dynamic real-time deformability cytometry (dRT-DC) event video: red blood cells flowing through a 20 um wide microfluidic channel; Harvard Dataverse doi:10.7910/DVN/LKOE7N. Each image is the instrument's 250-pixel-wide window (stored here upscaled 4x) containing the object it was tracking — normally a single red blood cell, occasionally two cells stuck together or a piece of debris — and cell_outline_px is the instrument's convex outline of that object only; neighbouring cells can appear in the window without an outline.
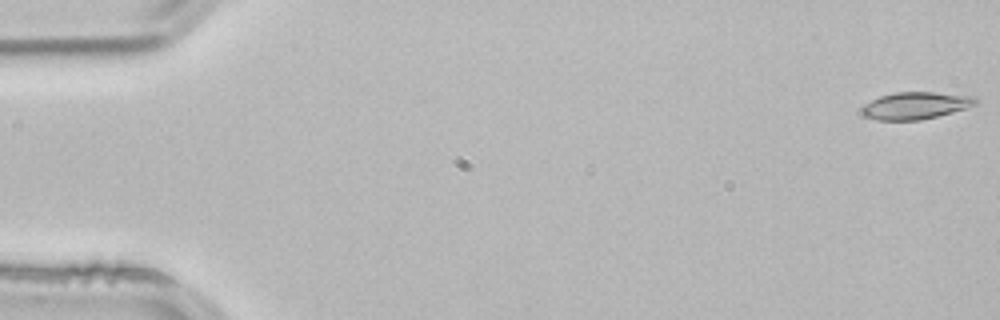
{"species": "common noctule bat (a hibernating species)", "species_latin": "Nyctalus noctula", "temperature_condition": "room temperature", "stored_images_in_passage": 53, "camera_frame_rate_fps": 3000, "um_per_image_px": 0.085, "animal": {"sex": "male", "body_mass_g": 21.5, "forearm_length_mm": 52.0}, "frame": {"image": 1, "passage_image": 1, "time_ms": 0.0, "image_size_px": [1000, 320], "cell_outline_px": [[980, 100], [976, 104], [952, 112], [920, 120], [876, 120], [864, 116], [860, 112], [860, 108], [864, 104], [880, 96], [896, 92], [932, 92], [976, 96]], "centroid_in_image_um": [77.8, 8.97], "position_along_channel_um": 7.2, "area_um2": 18.03}}
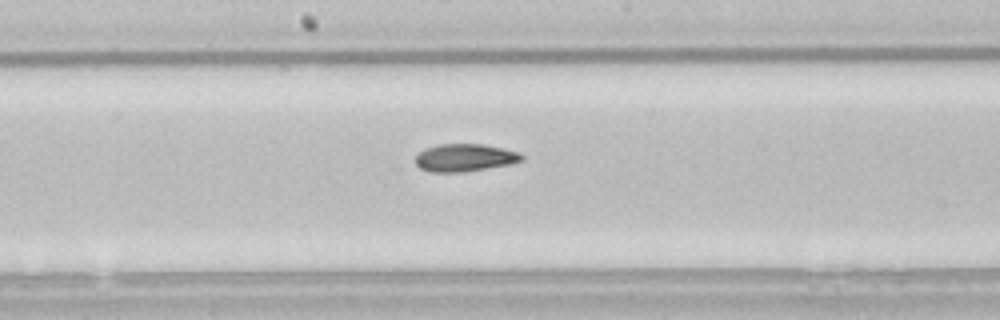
{"frame": {"image": 2, "passage_image": 28, "time_ms": 9.0, "image_size_px": [1000, 320], "cell_outline_px": [[524, 160], [508, 164], [464, 172], [428, 172], [420, 168], [416, 164], [416, 156], [424, 148], [436, 144], [484, 144], [520, 152], [524, 156]], "centroid_in_image_um": [39.49, 13.4], "position_along_channel_um": 208.7, "area_um2": 17.17}}
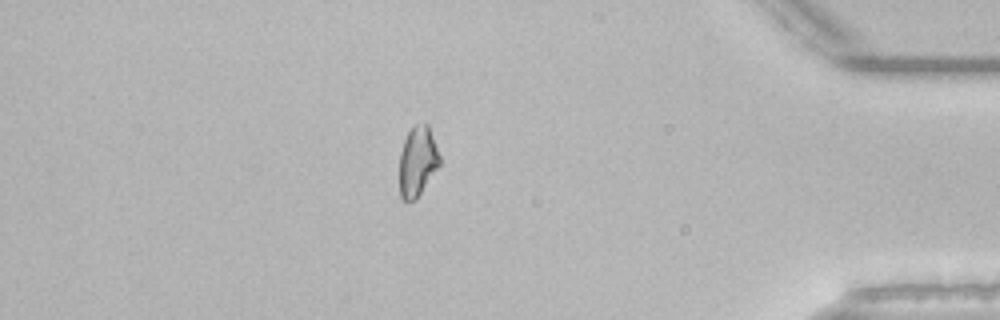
{"frame": {"image": 3, "passage_image": 46, "time_ms": 15.0, "image_size_px": [1000, 320], "cell_outline_px": [[440, 164], [416, 200], [408, 204], [400, 196], [400, 152], [404, 140], [408, 132], [416, 124], [424, 120], [428, 124], [440, 156]], "centroid_in_image_um": [35.49, 13.72], "position_along_channel_um": 399.7, "area_um2": 16.53}, "authors_computed_cell_mechanics": {"area_um2": 17.34, "velocity_mm_per_s": 3.8489, "shape_relaxation_time_tau1_ms": 8.0246, "shape_relaxation_time_tau2_ms": 5.4418, "deformation_change_tau1": 0.1729, "deformation_change_tau2": 0.1118}}